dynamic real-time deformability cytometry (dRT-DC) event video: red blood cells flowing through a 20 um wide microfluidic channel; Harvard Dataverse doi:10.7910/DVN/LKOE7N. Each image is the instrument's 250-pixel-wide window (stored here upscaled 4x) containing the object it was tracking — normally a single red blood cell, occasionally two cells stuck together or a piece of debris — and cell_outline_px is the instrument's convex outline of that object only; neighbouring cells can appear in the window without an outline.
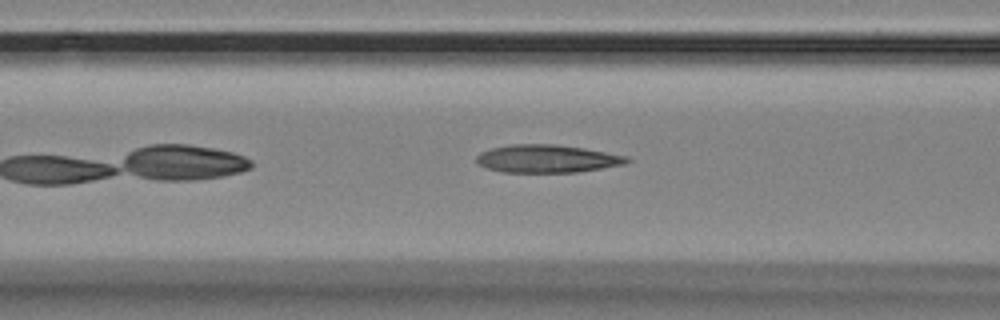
{"species": "Egyptian fruit bat (a non-hibernating species)", "species_latin": "Rousettus aegyptiacus", "temperature_condition": "room temperature", "stored_images_in_passage": 27, "camera_frame_rate_fps": 3000, "um_per_image_px": 0.085, "animal": {"sex": "female"}, "frame": {"image": 1, "passage_image": 8, "time_ms": 2.333, "image_size_px": [1000, 320], "cell_outline_px": [[632, 160], [624, 164], [576, 172], [504, 172], [488, 168], [476, 164], [476, 156], [480, 152], [492, 148], [512, 144], [556, 144], [584, 148], [628, 156]], "centroid_in_image_um": [46.49, 13.48], "position_along_channel_um": 120.1, "area_um2": 24.39}}
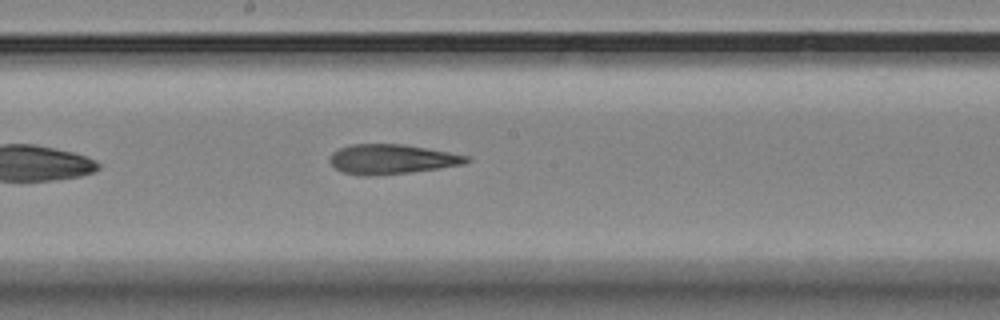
{"frame": {"image": 2, "passage_image": 16, "time_ms": 5.0, "image_size_px": [1000, 320], "cell_outline_px": [[472, 160], [464, 164], [440, 168], [412, 172], [380, 176], [360, 176], [344, 172], [336, 168], [328, 160], [332, 152], [340, 148], [352, 144], [400, 144], [448, 152], [468, 156]], "centroid_in_image_um": [33.28, 13.55], "position_along_channel_um": 214.9, "area_um2": 23.7}}
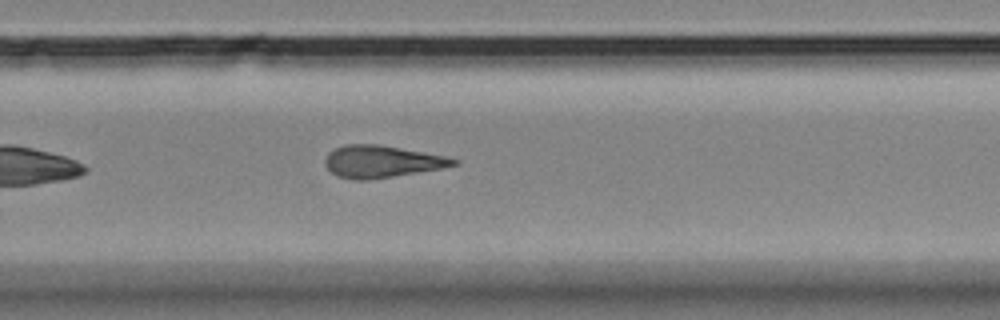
{"frame": {"image": 3, "passage_image": 23, "time_ms": 7.333, "image_size_px": [1000, 320], "cell_outline_px": [[460, 164], [440, 168], [368, 180], [352, 180], [336, 176], [324, 164], [324, 160], [328, 152], [344, 144], [376, 144], [444, 156], [460, 160]], "centroid_in_image_um": [32.39, 13.73], "position_along_channel_um": 297.4, "area_um2": 23.76}}